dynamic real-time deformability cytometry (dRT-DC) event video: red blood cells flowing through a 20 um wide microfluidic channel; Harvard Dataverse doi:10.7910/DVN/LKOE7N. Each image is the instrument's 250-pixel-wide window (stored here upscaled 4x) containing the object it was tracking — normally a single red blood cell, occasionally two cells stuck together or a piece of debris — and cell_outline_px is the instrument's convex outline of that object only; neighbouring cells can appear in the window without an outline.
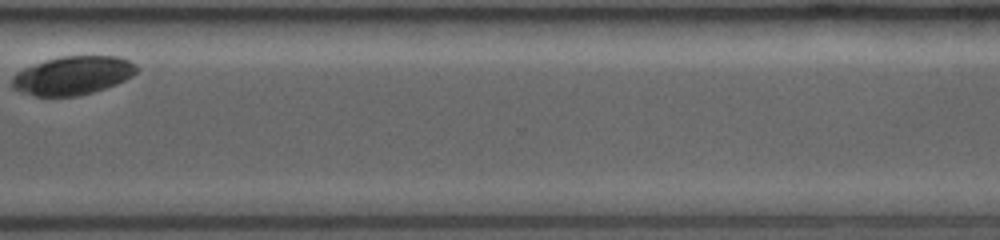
{"species": "common noctule bat (a hibernating species)", "species_latin": "Nyctalus noctula", "temperature_condition": "room temperature", "stored_images_in_passage": 28, "camera_frame_rate_fps": 3500, "um_per_image_px": 0.085, "animal": {"sex": "female", "body_mass_g": 19.0, "forearm_length_mm": 53.3}, "frame": {"image": 1, "passage_image": 27, "time_ms": 8.571, "image_size_px": [1000, 240], "cell_outline_px": [[136, 72], [132, 76], [124, 80], [104, 88], [92, 92], [76, 96], [36, 96], [24, 92], [16, 88], [12, 84], [12, 76], [16, 72], [24, 68], [60, 56], [120, 56], [136, 64]], "centroid_in_image_um": [6.2, 6.4], "position_along_channel_um": 364.4, "area_um2": 27.51}}